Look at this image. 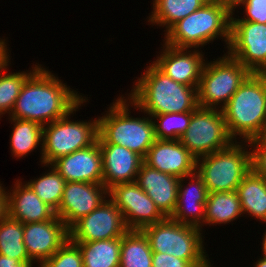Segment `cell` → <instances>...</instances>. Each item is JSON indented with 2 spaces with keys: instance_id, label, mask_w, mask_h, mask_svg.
Wrapping results in <instances>:
<instances>
[{
  "instance_id": "obj_1",
  "label": "cell",
  "mask_w": 266,
  "mask_h": 267,
  "mask_svg": "<svg viewBox=\"0 0 266 267\" xmlns=\"http://www.w3.org/2000/svg\"><path fill=\"white\" fill-rule=\"evenodd\" d=\"M84 98L40 65L24 82L9 117L44 126L65 117Z\"/></svg>"
},
{
  "instance_id": "obj_2",
  "label": "cell",
  "mask_w": 266,
  "mask_h": 267,
  "mask_svg": "<svg viewBox=\"0 0 266 267\" xmlns=\"http://www.w3.org/2000/svg\"><path fill=\"white\" fill-rule=\"evenodd\" d=\"M136 80L128 95L132 107L151 117L158 114L193 112L197 107V88L176 82L153 63Z\"/></svg>"
},
{
  "instance_id": "obj_3",
  "label": "cell",
  "mask_w": 266,
  "mask_h": 267,
  "mask_svg": "<svg viewBox=\"0 0 266 267\" xmlns=\"http://www.w3.org/2000/svg\"><path fill=\"white\" fill-rule=\"evenodd\" d=\"M125 97H117L106 114L97 118L98 142L124 146L144 159L156 141L154 123L148 114L142 118L131 116L132 101L127 95Z\"/></svg>"
},
{
  "instance_id": "obj_4",
  "label": "cell",
  "mask_w": 266,
  "mask_h": 267,
  "mask_svg": "<svg viewBox=\"0 0 266 267\" xmlns=\"http://www.w3.org/2000/svg\"><path fill=\"white\" fill-rule=\"evenodd\" d=\"M221 110L234 141L255 138L266 120V74L251 73Z\"/></svg>"
},
{
  "instance_id": "obj_5",
  "label": "cell",
  "mask_w": 266,
  "mask_h": 267,
  "mask_svg": "<svg viewBox=\"0 0 266 267\" xmlns=\"http://www.w3.org/2000/svg\"><path fill=\"white\" fill-rule=\"evenodd\" d=\"M231 13L217 2L204 6L175 23L164 36L163 43L178 48H201L219 37L230 43Z\"/></svg>"
},
{
  "instance_id": "obj_6",
  "label": "cell",
  "mask_w": 266,
  "mask_h": 267,
  "mask_svg": "<svg viewBox=\"0 0 266 267\" xmlns=\"http://www.w3.org/2000/svg\"><path fill=\"white\" fill-rule=\"evenodd\" d=\"M239 141L197 158L196 171L203 178L208 193L236 191L251 171L249 144L247 141Z\"/></svg>"
},
{
  "instance_id": "obj_7",
  "label": "cell",
  "mask_w": 266,
  "mask_h": 267,
  "mask_svg": "<svg viewBox=\"0 0 266 267\" xmlns=\"http://www.w3.org/2000/svg\"><path fill=\"white\" fill-rule=\"evenodd\" d=\"M152 252L167 253L190 261L195 267H204L209 261L205 252V238L198 227L176 222L171 217L142 229ZM208 258V259H207Z\"/></svg>"
},
{
  "instance_id": "obj_8",
  "label": "cell",
  "mask_w": 266,
  "mask_h": 267,
  "mask_svg": "<svg viewBox=\"0 0 266 267\" xmlns=\"http://www.w3.org/2000/svg\"><path fill=\"white\" fill-rule=\"evenodd\" d=\"M87 100L85 97L65 117L43 126L42 164L49 165L62 156L93 145L98 140V119L75 122L69 120Z\"/></svg>"
},
{
  "instance_id": "obj_9",
  "label": "cell",
  "mask_w": 266,
  "mask_h": 267,
  "mask_svg": "<svg viewBox=\"0 0 266 267\" xmlns=\"http://www.w3.org/2000/svg\"><path fill=\"white\" fill-rule=\"evenodd\" d=\"M250 74L227 52L215 61H207L197 88L198 107L222 109Z\"/></svg>"
},
{
  "instance_id": "obj_10",
  "label": "cell",
  "mask_w": 266,
  "mask_h": 267,
  "mask_svg": "<svg viewBox=\"0 0 266 267\" xmlns=\"http://www.w3.org/2000/svg\"><path fill=\"white\" fill-rule=\"evenodd\" d=\"M196 158L227 148L234 142L221 109L197 107L186 132L179 138Z\"/></svg>"
},
{
  "instance_id": "obj_11",
  "label": "cell",
  "mask_w": 266,
  "mask_h": 267,
  "mask_svg": "<svg viewBox=\"0 0 266 267\" xmlns=\"http://www.w3.org/2000/svg\"><path fill=\"white\" fill-rule=\"evenodd\" d=\"M227 50L251 73L266 74V24L231 21Z\"/></svg>"
},
{
  "instance_id": "obj_12",
  "label": "cell",
  "mask_w": 266,
  "mask_h": 267,
  "mask_svg": "<svg viewBox=\"0 0 266 267\" xmlns=\"http://www.w3.org/2000/svg\"><path fill=\"white\" fill-rule=\"evenodd\" d=\"M128 230L121 210L108 197L90 214L75 222L68 232L71 242H90L122 238Z\"/></svg>"
},
{
  "instance_id": "obj_13",
  "label": "cell",
  "mask_w": 266,
  "mask_h": 267,
  "mask_svg": "<svg viewBox=\"0 0 266 267\" xmlns=\"http://www.w3.org/2000/svg\"><path fill=\"white\" fill-rule=\"evenodd\" d=\"M109 197L121 210L129 230H142L165 218L135 181L114 185L109 189Z\"/></svg>"
},
{
  "instance_id": "obj_14",
  "label": "cell",
  "mask_w": 266,
  "mask_h": 267,
  "mask_svg": "<svg viewBox=\"0 0 266 267\" xmlns=\"http://www.w3.org/2000/svg\"><path fill=\"white\" fill-rule=\"evenodd\" d=\"M109 197L103 183L66 182L59 208L55 211L69 229Z\"/></svg>"
},
{
  "instance_id": "obj_15",
  "label": "cell",
  "mask_w": 266,
  "mask_h": 267,
  "mask_svg": "<svg viewBox=\"0 0 266 267\" xmlns=\"http://www.w3.org/2000/svg\"><path fill=\"white\" fill-rule=\"evenodd\" d=\"M161 48L153 64L172 80L198 88L206 63L204 53L197 48H178L165 43Z\"/></svg>"
},
{
  "instance_id": "obj_16",
  "label": "cell",
  "mask_w": 266,
  "mask_h": 267,
  "mask_svg": "<svg viewBox=\"0 0 266 267\" xmlns=\"http://www.w3.org/2000/svg\"><path fill=\"white\" fill-rule=\"evenodd\" d=\"M23 242L29 258L41 265L49 259L68 239L65 223L55 215L49 221L23 224Z\"/></svg>"
},
{
  "instance_id": "obj_17",
  "label": "cell",
  "mask_w": 266,
  "mask_h": 267,
  "mask_svg": "<svg viewBox=\"0 0 266 267\" xmlns=\"http://www.w3.org/2000/svg\"><path fill=\"white\" fill-rule=\"evenodd\" d=\"M50 165L66 182L103 183L102 153L98 140L89 147L56 159Z\"/></svg>"
},
{
  "instance_id": "obj_18",
  "label": "cell",
  "mask_w": 266,
  "mask_h": 267,
  "mask_svg": "<svg viewBox=\"0 0 266 267\" xmlns=\"http://www.w3.org/2000/svg\"><path fill=\"white\" fill-rule=\"evenodd\" d=\"M143 161L153 169L178 178L195 173L197 166V158L179 140L156 139Z\"/></svg>"
},
{
  "instance_id": "obj_19",
  "label": "cell",
  "mask_w": 266,
  "mask_h": 267,
  "mask_svg": "<svg viewBox=\"0 0 266 267\" xmlns=\"http://www.w3.org/2000/svg\"><path fill=\"white\" fill-rule=\"evenodd\" d=\"M186 178L190 181L187 185L184 184ZM207 196L208 191L204 180L197 171L180 178L176 207L170 217L176 222L195 226L202 230Z\"/></svg>"
},
{
  "instance_id": "obj_20",
  "label": "cell",
  "mask_w": 266,
  "mask_h": 267,
  "mask_svg": "<svg viewBox=\"0 0 266 267\" xmlns=\"http://www.w3.org/2000/svg\"><path fill=\"white\" fill-rule=\"evenodd\" d=\"M102 153L103 185L109 190L119 183L134 182L143 158L115 144H99Z\"/></svg>"
},
{
  "instance_id": "obj_21",
  "label": "cell",
  "mask_w": 266,
  "mask_h": 267,
  "mask_svg": "<svg viewBox=\"0 0 266 267\" xmlns=\"http://www.w3.org/2000/svg\"><path fill=\"white\" fill-rule=\"evenodd\" d=\"M180 178L160 172L141 164L135 182L155 202L156 207L165 217H170L176 207Z\"/></svg>"
},
{
  "instance_id": "obj_22",
  "label": "cell",
  "mask_w": 266,
  "mask_h": 267,
  "mask_svg": "<svg viewBox=\"0 0 266 267\" xmlns=\"http://www.w3.org/2000/svg\"><path fill=\"white\" fill-rule=\"evenodd\" d=\"M11 188L6 190L7 215L11 219L27 224L49 221L55 216V211L36 195L26 181L23 184L17 179Z\"/></svg>"
},
{
  "instance_id": "obj_23",
  "label": "cell",
  "mask_w": 266,
  "mask_h": 267,
  "mask_svg": "<svg viewBox=\"0 0 266 267\" xmlns=\"http://www.w3.org/2000/svg\"><path fill=\"white\" fill-rule=\"evenodd\" d=\"M236 191L243 214L266 223V179L251 170Z\"/></svg>"
},
{
  "instance_id": "obj_24",
  "label": "cell",
  "mask_w": 266,
  "mask_h": 267,
  "mask_svg": "<svg viewBox=\"0 0 266 267\" xmlns=\"http://www.w3.org/2000/svg\"><path fill=\"white\" fill-rule=\"evenodd\" d=\"M243 217L237 191L208 193L205 204L204 225L228 224Z\"/></svg>"
},
{
  "instance_id": "obj_25",
  "label": "cell",
  "mask_w": 266,
  "mask_h": 267,
  "mask_svg": "<svg viewBox=\"0 0 266 267\" xmlns=\"http://www.w3.org/2000/svg\"><path fill=\"white\" fill-rule=\"evenodd\" d=\"M209 0H153L148 22L165 27L167 32L175 23L204 6Z\"/></svg>"
},
{
  "instance_id": "obj_26",
  "label": "cell",
  "mask_w": 266,
  "mask_h": 267,
  "mask_svg": "<svg viewBox=\"0 0 266 267\" xmlns=\"http://www.w3.org/2000/svg\"><path fill=\"white\" fill-rule=\"evenodd\" d=\"M13 123V131L10 136V150L12 156L15 158H23L27 154L40 147L42 164V139H43V126L35 121L14 119L8 117ZM40 145V146H39Z\"/></svg>"
},
{
  "instance_id": "obj_27",
  "label": "cell",
  "mask_w": 266,
  "mask_h": 267,
  "mask_svg": "<svg viewBox=\"0 0 266 267\" xmlns=\"http://www.w3.org/2000/svg\"><path fill=\"white\" fill-rule=\"evenodd\" d=\"M75 243L83 257V267H120L121 238Z\"/></svg>"
},
{
  "instance_id": "obj_28",
  "label": "cell",
  "mask_w": 266,
  "mask_h": 267,
  "mask_svg": "<svg viewBox=\"0 0 266 267\" xmlns=\"http://www.w3.org/2000/svg\"><path fill=\"white\" fill-rule=\"evenodd\" d=\"M148 238L142 230H128L121 238L120 267H152Z\"/></svg>"
},
{
  "instance_id": "obj_29",
  "label": "cell",
  "mask_w": 266,
  "mask_h": 267,
  "mask_svg": "<svg viewBox=\"0 0 266 267\" xmlns=\"http://www.w3.org/2000/svg\"><path fill=\"white\" fill-rule=\"evenodd\" d=\"M23 223L8 215L0 221V254L19 261H32L23 242Z\"/></svg>"
},
{
  "instance_id": "obj_30",
  "label": "cell",
  "mask_w": 266,
  "mask_h": 267,
  "mask_svg": "<svg viewBox=\"0 0 266 267\" xmlns=\"http://www.w3.org/2000/svg\"><path fill=\"white\" fill-rule=\"evenodd\" d=\"M49 167V171L39 178L26 182L36 195L54 211L59 208L62 200L66 181L52 165L42 164ZM51 168V169H50Z\"/></svg>"
},
{
  "instance_id": "obj_31",
  "label": "cell",
  "mask_w": 266,
  "mask_h": 267,
  "mask_svg": "<svg viewBox=\"0 0 266 267\" xmlns=\"http://www.w3.org/2000/svg\"><path fill=\"white\" fill-rule=\"evenodd\" d=\"M36 64L30 72H4L9 69L7 66L0 71V119L6 113L11 114L24 82L41 65Z\"/></svg>"
},
{
  "instance_id": "obj_32",
  "label": "cell",
  "mask_w": 266,
  "mask_h": 267,
  "mask_svg": "<svg viewBox=\"0 0 266 267\" xmlns=\"http://www.w3.org/2000/svg\"><path fill=\"white\" fill-rule=\"evenodd\" d=\"M191 116L192 112L153 115L156 139L179 140L188 128Z\"/></svg>"
},
{
  "instance_id": "obj_33",
  "label": "cell",
  "mask_w": 266,
  "mask_h": 267,
  "mask_svg": "<svg viewBox=\"0 0 266 267\" xmlns=\"http://www.w3.org/2000/svg\"><path fill=\"white\" fill-rule=\"evenodd\" d=\"M39 267H83L79 247L69 239Z\"/></svg>"
},
{
  "instance_id": "obj_34",
  "label": "cell",
  "mask_w": 266,
  "mask_h": 267,
  "mask_svg": "<svg viewBox=\"0 0 266 267\" xmlns=\"http://www.w3.org/2000/svg\"><path fill=\"white\" fill-rule=\"evenodd\" d=\"M243 6L245 16L243 18L233 17L231 14V21H248L266 24V0H246Z\"/></svg>"
},
{
  "instance_id": "obj_35",
  "label": "cell",
  "mask_w": 266,
  "mask_h": 267,
  "mask_svg": "<svg viewBox=\"0 0 266 267\" xmlns=\"http://www.w3.org/2000/svg\"><path fill=\"white\" fill-rule=\"evenodd\" d=\"M247 142L251 152V170L266 179V143L262 141Z\"/></svg>"
},
{
  "instance_id": "obj_36",
  "label": "cell",
  "mask_w": 266,
  "mask_h": 267,
  "mask_svg": "<svg viewBox=\"0 0 266 267\" xmlns=\"http://www.w3.org/2000/svg\"><path fill=\"white\" fill-rule=\"evenodd\" d=\"M210 260L204 267H211ZM152 267H195L190 261L175 257L167 253L153 252Z\"/></svg>"
},
{
  "instance_id": "obj_37",
  "label": "cell",
  "mask_w": 266,
  "mask_h": 267,
  "mask_svg": "<svg viewBox=\"0 0 266 267\" xmlns=\"http://www.w3.org/2000/svg\"><path fill=\"white\" fill-rule=\"evenodd\" d=\"M34 261H19L0 254V267H33Z\"/></svg>"
},
{
  "instance_id": "obj_38",
  "label": "cell",
  "mask_w": 266,
  "mask_h": 267,
  "mask_svg": "<svg viewBox=\"0 0 266 267\" xmlns=\"http://www.w3.org/2000/svg\"><path fill=\"white\" fill-rule=\"evenodd\" d=\"M6 39H0V71L4 69L6 66L9 67L10 62V50L7 49L8 45L7 42H5ZM9 51V52H8Z\"/></svg>"
},
{
  "instance_id": "obj_39",
  "label": "cell",
  "mask_w": 266,
  "mask_h": 267,
  "mask_svg": "<svg viewBox=\"0 0 266 267\" xmlns=\"http://www.w3.org/2000/svg\"><path fill=\"white\" fill-rule=\"evenodd\" d=\"M217 2L222 7L226 8L231 14L235 12L236 8H240L246 0H211Z\"/></svg>"
},
{
  "instance_id": "obj_40",
  "label": "cell",
  "mask_w": 266,
  "mask_h": 267,
  "mask_svg": "<svg viewBox=\"0 0 266 267\" xmlns=\"http://www.w3.org/2000/svg\"><path fill=\"white\" fill-rule=\"evenodd\" d=\"M7 216V196L6 189L0 182V221Z\"/></svg>"
},
{
  "instance_id": "obj_41",
  "label": "cell",
  "mask_w": 266,
  "mask_h": 267,
  "mask_svg": "<svg viewBox=\"0 0 266 267\" xmlns=\"http://www.w3.org/2000/svg\"><path fill=\"white\" fill-rule=\"evenodd\" d=\"M249 141H262L263 143H266V120L263 124L261 132L253 139H250Z\"/></svg>"
},
{
  "instance_id": "obj_42",
  "label": "cell",
  "mask_w": 266,
  "mask_h": 267,
  "mask_svg": "<svg viewBox=\"0 0 266 267\" xmlns=\"http://www.w3.org/2000/svg\"><path fill=\"white\" fill-rule=\"evenodd\" d=\"M263 235L264 236H262V247H261V249H262V255H261V257L262 258H264V259H266V231H265V233H263Z\"/></svg>"
},
{
  "instance_id": "obj_43",
  "label": "cell",
  "mask_w": 266,
  "mask_h": 267,
  "mask_svg": "<svg viewBox=\"0 0 266 267\" xmlns=\"http://www.w3.org/2000/svg\"><path fill=\"white\" fill-rule=\"evenodd\" d=\"M254 267H266V259L258 258V260L254 263Z\"/></svg>"
}]
</instances>
